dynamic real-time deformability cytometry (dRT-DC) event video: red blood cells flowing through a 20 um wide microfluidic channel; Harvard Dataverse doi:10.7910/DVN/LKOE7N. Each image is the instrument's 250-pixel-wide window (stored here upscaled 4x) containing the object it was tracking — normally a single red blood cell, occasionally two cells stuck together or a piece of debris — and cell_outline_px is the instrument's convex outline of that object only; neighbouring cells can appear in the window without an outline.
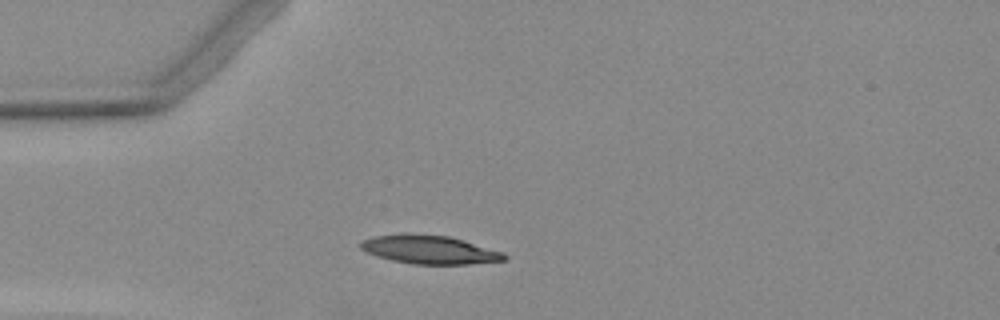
{"species": "Egyptian fruit bat (a non-hibernating species)", "species_latin": "Rousettus aegyptiacus", "temperature_condition": "warm", "stored_images_in_passage": 2, "camera_frame_rate_fps": 3000, "um_per_image_px": 0.085, "animal": {"sex": "female"}, "frame": {"image": 1, "passage_image": 2, "time_ms": 1.0, "image_size_px": [1000, 320], "cell_outline_px": [[508, 256], [504, 260], [468, 264], [412, 264], [392, 260], [376, 256], [360, 248], [360, 244], [364, 240], [372, 236], [400, 232], [412, 232], [448, 236], [464, 240], [504, 252]], "centroid_in_image_um": [36.48, 21.19], "position_along_channel_um": 48.5, "area_um2": 24.22}}